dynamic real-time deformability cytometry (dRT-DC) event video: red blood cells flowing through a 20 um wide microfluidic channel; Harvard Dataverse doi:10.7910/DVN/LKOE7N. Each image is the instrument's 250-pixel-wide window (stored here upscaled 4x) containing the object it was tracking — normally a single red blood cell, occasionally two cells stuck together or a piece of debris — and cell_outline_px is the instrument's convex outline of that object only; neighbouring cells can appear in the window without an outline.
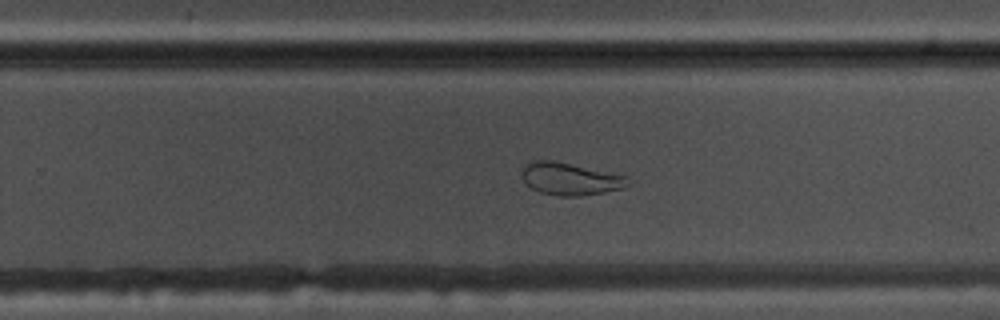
{"species": "common noctule bat (a hibernating species)", "species_latin": "Nyctalus noctula", "temperature_condition": "warm", "stored_images_in_passage": 47, "camera_frame_rate_fps": 3000, "um_per_image_px": 0.085, "animal": {"sex": "male", "body_mass_g": 17.5, "forearm_length_mm": 52.3}, "frame": {"image": 1, "passage_image": 27, "time_ms": 8.667, "image_size_px": [1000, 320], "cell_outline_px": [[632, 184], [620, 188], [604, 192], [580, 196], [556, 196], [540, 192], [532, 188], [524, 180], [524, 164], [528, 160], [552, 160], [628, 176]], "centroid_in_image_um": [48.49, 15.2], "position_along_channel_um": 281.3, "area_um2": 19.88}, "authors_computed_cell_mechanics": {"area_um2": 26.0678, "velocity_mm_per_s": 3.7599, "shape_relaxation_time_tau1_ms": null, "shape_relaxation_time_tau2_ms": 1.5938, "deformation_change_tau1": null, "deformation_change_tau2": 0.0805}}